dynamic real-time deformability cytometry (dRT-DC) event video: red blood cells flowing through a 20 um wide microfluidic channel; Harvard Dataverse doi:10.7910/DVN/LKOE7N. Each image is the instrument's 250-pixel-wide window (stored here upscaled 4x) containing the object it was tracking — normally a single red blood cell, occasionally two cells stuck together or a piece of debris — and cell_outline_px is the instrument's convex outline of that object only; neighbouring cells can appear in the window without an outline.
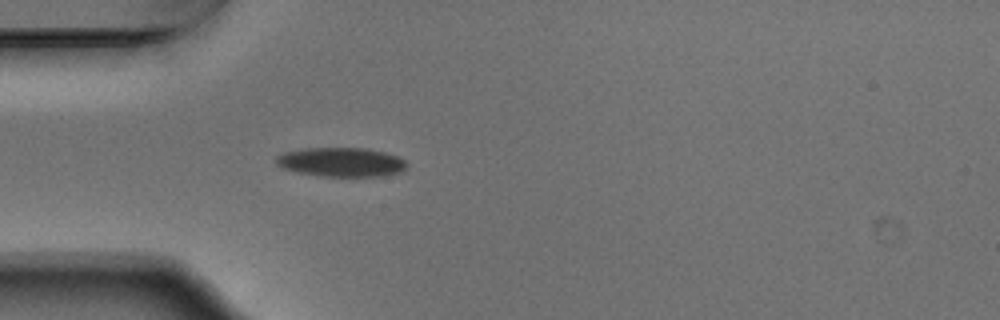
{"species": "Egyptian fruit bat (a non-hibernating species)", "species_latin": "Rousettus aegyptiacus", "temperature_condition": "warm", "stored_images_in_passage": 35, "camera_frame_rate_fps": 3000, "um_per_image_px": 0.085, "animal": {"sex": "male"}, "frame": {"image": 1, "passage_image": 1, "time_ms": 0.0, "image_size_px": [1000, 320], "cell_outline_px": [[408, 164], [400, 172], [380, 176], [320, 176], [296, 172], [284, 168], [276, 164], [276, 156], [284, 152], [304, 148], [368, 148], [384, 152], [396, 156], [404, 160]], "centroid_in_image_um": [28.98, 13.77], "position_along_channel_um": 56.0, "area_um2": 22.14}}
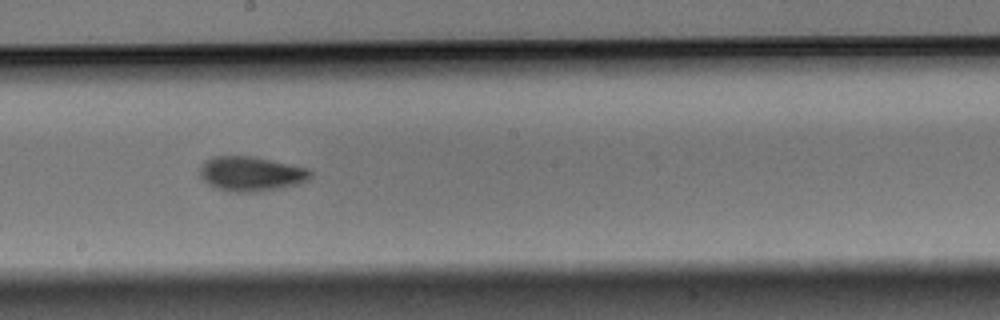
{"frame": {"image": 2, "passage_image": 15, "time_ms": 4.667, "image_size_px": [1000, 320], "cell_outline_px": [[312, 176], [308, 180], [300, 184], [256, 192], [228, 192], [216, 188], [208, 184], [200, 176], [200, 168], [204, 160], [212, 156], [252, 156], [272, 160], [308, 168], [312, 172]], "centroid_in_image_um": [21.34, 14.77], "position_along_channel_um": 226.9, "area_um2": 22.54}}
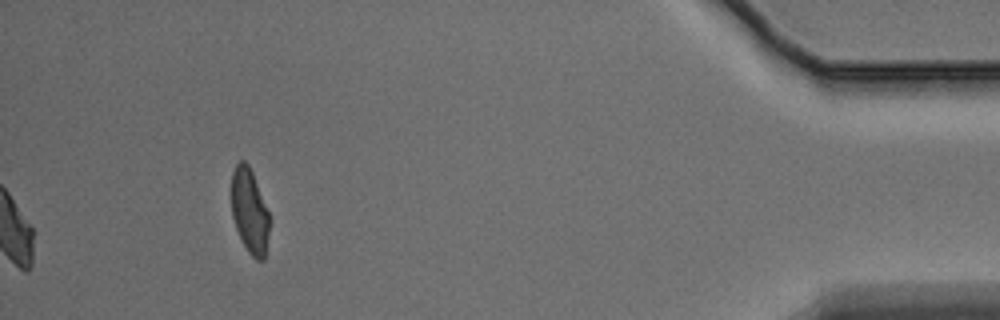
{"frame": {"image": 3, "passage_image": 35, "time_ms": 11.333, "image_size_px": [1000, 320], "cell_outline_px": [[272, 220], [264, 260], [256, 260], [248, 252], [236, 228], [232, 216], [232, 172], [236, 164], [240, 160], [244, 160], [248, 164], [252, 172]], "centroid_in_image_um": [21.25, 17.96], "position_along_channel_um": 414.0, "area_um2": 18.9}, "authors_computed_cell_mechanics": {"area_um2": 21.2126, "velocity_mm_per_s": 3.7547, "shape_relaxation_time_tau1_ms": 3.8001, "shape_relaxation_time_tau2_ms": 3.0459, "deformation_change_tau1": 0.1279, "deformation_change_tau2": 0.0886}}